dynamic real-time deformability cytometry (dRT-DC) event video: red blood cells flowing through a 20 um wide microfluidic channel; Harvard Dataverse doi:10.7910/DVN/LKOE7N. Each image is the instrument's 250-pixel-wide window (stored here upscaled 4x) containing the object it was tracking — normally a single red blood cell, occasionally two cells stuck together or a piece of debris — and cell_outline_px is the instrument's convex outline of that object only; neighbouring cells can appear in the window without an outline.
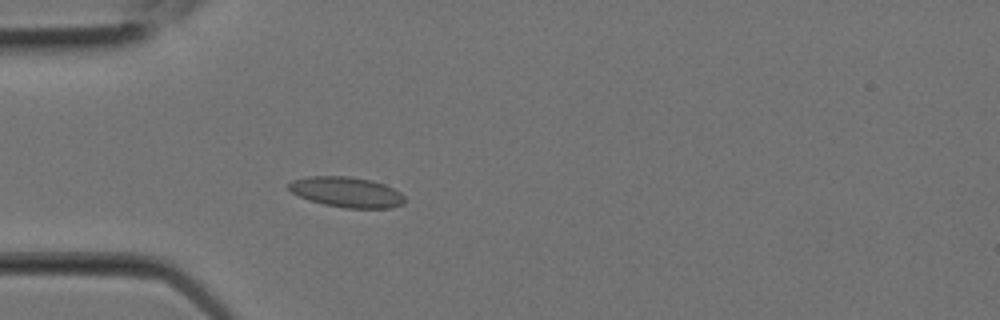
{"species": "Egyptian fruit bat (a non-hibernating species)", "species_latin": "Rousettus aegyptiacus", "temperature_condition": "room temperature", "stored_images_in_passage": 4, "camera_frame_rate_fps": 3000, "um_per_image_px": 0.085, "animal": {"sex": "female"}, "frame": {"image": 1, "passage_image": 1, "time_ms": 0.0, "image_size_px": [1000, 320], "cell_outline_px": [[404, 204], [392, 208], [344, 208], [324, 204], [308, 200], [292, 192], [288, 188], [288, 184], [292, 180], [308, 176], [352, 176], [372, 180], [384, 184], [400, 192], [404, 196]], "centroid_in_image_um": [29.47, 16.32], "position_along_channel_um": 55.5, "area_um2": 20.63}}
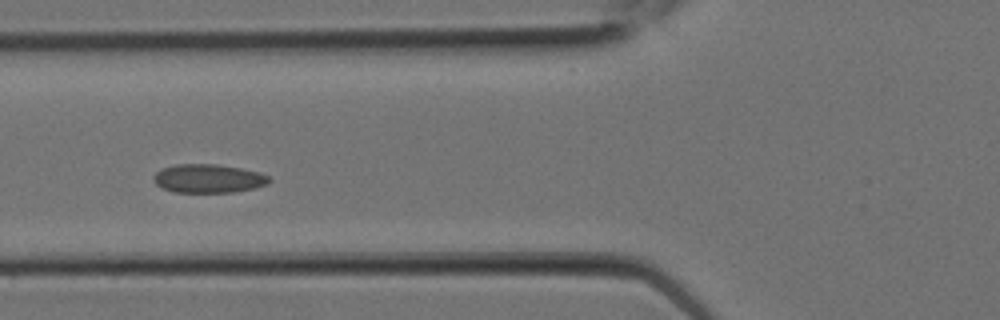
{"frame": {"image": 2, "passage_image": 3, "time_ms": 0.667, "image_size_px": [1000, 320], "cell_outline_px": [[272, 180], [268, 184], [256, 188], [232, 192], [172, 192], [156, 184], [152, 180], [152, 176], [156, 172], [164, 168], [176, 164], [216, 164], [240, 168], [256, 172], [268, 176]], "centroid_in_image_um": [17.7, 15.18], "position_along_channel_um": 108.1, "area_um2": 19.25}}